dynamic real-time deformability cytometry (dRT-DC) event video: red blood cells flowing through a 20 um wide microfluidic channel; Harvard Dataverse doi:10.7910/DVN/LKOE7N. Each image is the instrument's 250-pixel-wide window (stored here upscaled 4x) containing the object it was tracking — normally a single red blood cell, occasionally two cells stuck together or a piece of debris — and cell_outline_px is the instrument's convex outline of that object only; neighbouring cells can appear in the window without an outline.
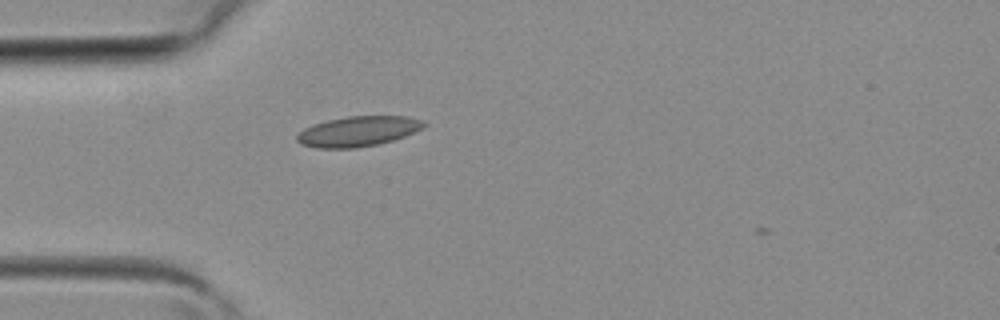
{"species": "common noctule bat (a hibernating species)", "species_latin": "Nyctalus noctula", "temperature_condition": "room temperature", "stored_images_in_passage": 1, "camera_frame_rate_fps": 3000, "um_per_image_px": 0.085, "animal": {"sex": "female", "body_mass_g": 19.3, "forearm_length_mm": 54.1}, "frame": {"image": 1, "passage_image": 1, "time_ms": 0.0, "image_size_px": [1000, 320], "cell_outline_px": [[428, 124], [424, 128], [404, 136], [392, 140], [376, 144], [356, 148], [316, 148], [300, 144], [296, 140], [296, 136], [304, 128], [312, 124], [328, 120], [348, 116], [408, 116], [424, 120]], "centroid_in_image_um": [30.44, 11.15], "position_along_channel_um": 54.6, "area_um2": 22.43}}